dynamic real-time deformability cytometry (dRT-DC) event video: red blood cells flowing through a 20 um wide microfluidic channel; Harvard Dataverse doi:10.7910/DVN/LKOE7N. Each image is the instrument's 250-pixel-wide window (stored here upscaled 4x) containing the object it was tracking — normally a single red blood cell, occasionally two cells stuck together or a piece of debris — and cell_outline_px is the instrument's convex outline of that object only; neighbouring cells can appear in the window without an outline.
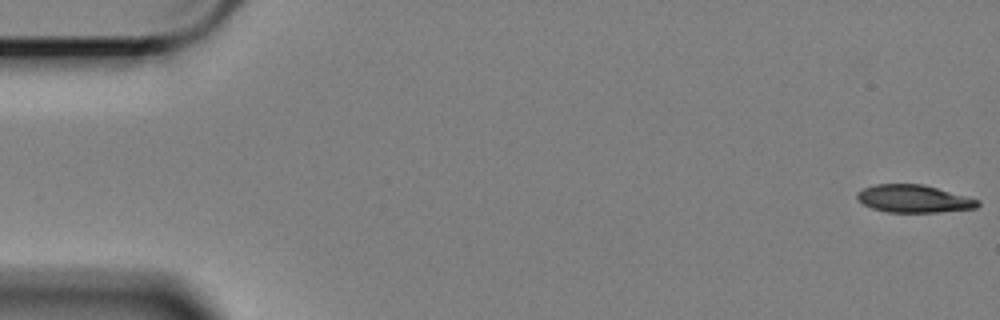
{"species": "Egyptian fruit bat (a non-hibernating species)", "species_latin": "Rousettus aegyptiacus", "temperature_condition": "cold", "stored_images_in_passage": 18, "camera_frame_rate_fps": 3000, "um_per_image_px": 0.085, "animal": {"sex": "female"}, "frame": {"image": 1, "passage_image": 1, "time_ms": 0.0, "image_size_px": [1000, 320], "cell_outline_px": [[980, 204], [976, 208], [940, 212], [888, 212], [872, 208], [864, 204], [856, 196], [856, 192], [864, 188], [876, 184], [924, 184], [980, 200]], "centroid_in_image_um": [77.69, 16.89], "position_along_channel_um": 7.3, "area_um2": 19.36}}
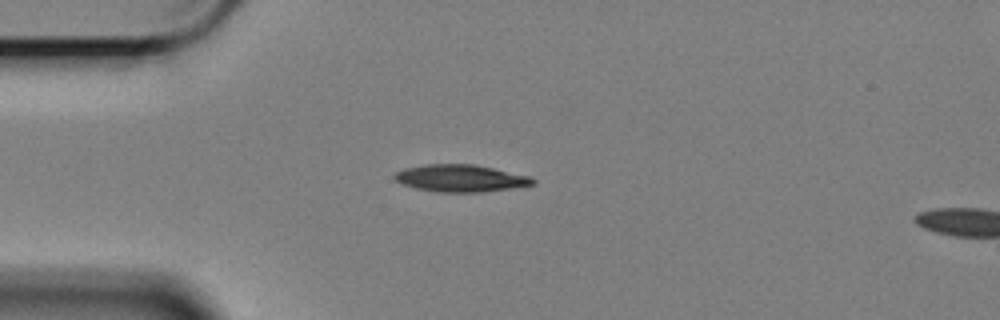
{"frame": {"image": 2, "passage_image": 15, "time_ms": 4.667, "image_size_px": [1000, 320], "cell_outline_px": [[536, 184], [484, 192], [436, 192], [416, 188], [404, 184], [396, 180], [392, 176], [396, 172], [404, 168], [424, 164], [476, 164], [532, 176], [536, 180]], "centroid_in_image_um": [39.18, 15.14], "position_along_channel_um": 45.8, "area_um2": 22.08}}